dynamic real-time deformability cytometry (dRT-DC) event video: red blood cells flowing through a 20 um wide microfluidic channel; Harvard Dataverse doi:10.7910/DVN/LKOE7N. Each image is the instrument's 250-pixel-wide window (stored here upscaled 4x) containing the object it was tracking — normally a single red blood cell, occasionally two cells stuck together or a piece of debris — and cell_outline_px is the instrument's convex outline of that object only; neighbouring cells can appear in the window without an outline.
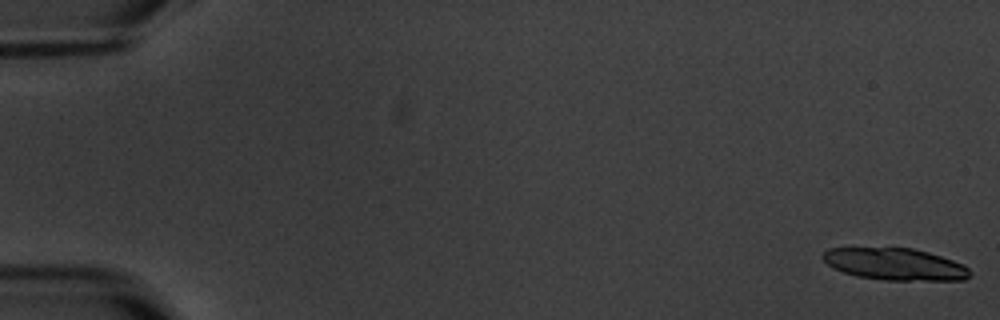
{"species": "common noctule bat (a hibernating species)", "species_latin": "Nyctalus noctula", "temperature_condition": "warm", "stored_images_in_passage": 5, "camera_frame_rate_fps": 3000, "um_per_image_px": 0.085, "animal": {"sex": "male", "body_mass_g": 20.1, "forearm_length_mm": 53.5}, "frame": {"image": 1, "passage_image": 1, "time_ms": 0.0, "image_size_px": [1000, 320], "cell_outline_px": [[972, 276], [964, 280], [884, 280], [856, 276], [832, 268], [820, 256], [828, 248], [912, 248], [928, 252], [964, 264], [972, 272]], "centroid_in_image_um": [76.09, 22.46], "position_along_channel_um": 8.9, "area_um2": 27.46}}